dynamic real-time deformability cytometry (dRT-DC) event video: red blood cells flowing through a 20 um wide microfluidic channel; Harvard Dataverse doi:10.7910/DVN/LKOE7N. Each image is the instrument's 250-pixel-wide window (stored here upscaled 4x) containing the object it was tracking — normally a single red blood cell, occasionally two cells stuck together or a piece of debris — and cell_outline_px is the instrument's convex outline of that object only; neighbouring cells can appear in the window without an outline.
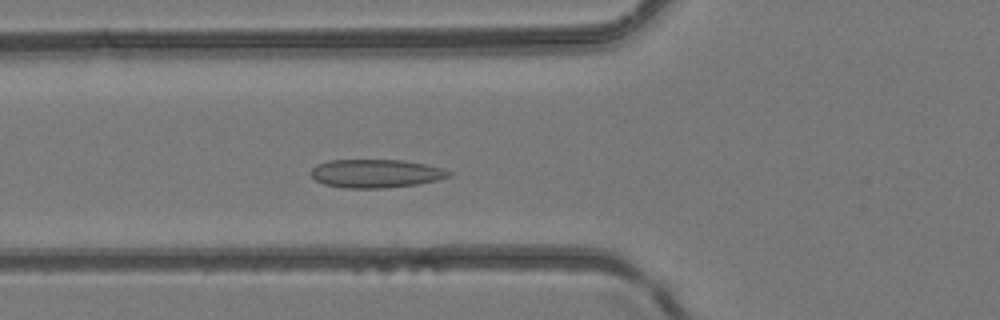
{"species": "common noctule bat (a hibernating species)", "species_latin": "Nyctalus noctula", "temperature_condition": "room temperature", "stored_images_in_passage": 46, "camera_frame_rate_fps": 3000, "um_per_image_px": 0.085, "animal": {"sex": "female", "body_mass_g": 24.6, "forearm_length_mm": 56.2}, "frame": {"image": 1, "passage_image": 15, "time_ms": 4.667, "image_size_px": [1000, 320], "cell_outline_px": [[452, 176], [420, 184], [384, 188], [344, 188], [324, 184], [316, 180], [308, 172], [316, 164], [328, 160], [400, 160], [424, 164], [444, 168], [452, 172]], "centroid_in_image_um": [31.94, 14.75], "position_along_channel_um": 93.9, "area_um2": 23.0}}
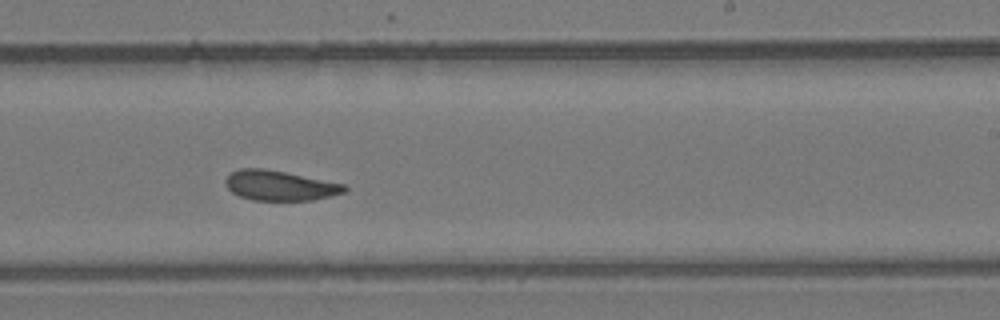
{"frame": {"image": 2, "passage_image": 27, "time_ms": 8.667, "image_size_px": [1000, 320], "cell_outline_px": [[348, 188], [344, 192], [332, 196], [312, 200], [252, 200], [240, 196], [232, 192], [224, 184], [224, 180], [232, 172], [240, 168], [264, 168], [344, 184]], "centroid_in_image_um": [23.76, 15.77], "position_along_channel_um": 265.2, "area_um2": 20.63}}
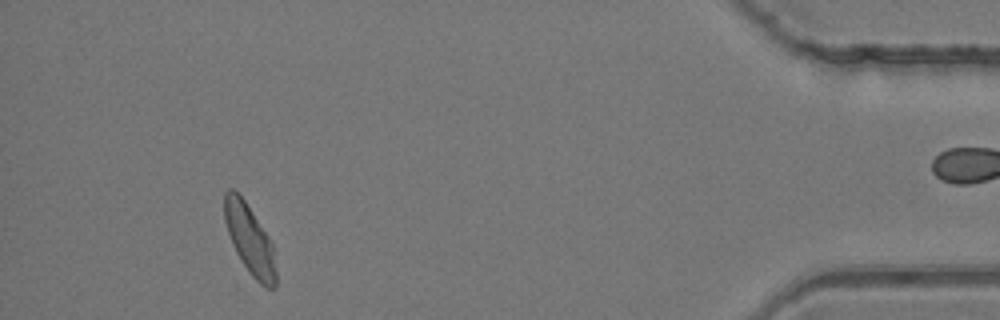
{"frame": {"image": 3, "passage_image": 42, "time_ms": 13.667, "image_size_px": [1000, 320], "cell_outline_px": [[276, 284], [272, 288], [268, 288], [260, 284], [248, 272], [236, 252], [232, 244], [224, 220], [224, 192], [228, 188], [232, 188], [244, 200], [268, 236], [272, 244], [276, 272]], "centroid_in_image_um": [21.21, 20.36], "position_along_channel_um": 414.0, "area_um2": 20.58}}